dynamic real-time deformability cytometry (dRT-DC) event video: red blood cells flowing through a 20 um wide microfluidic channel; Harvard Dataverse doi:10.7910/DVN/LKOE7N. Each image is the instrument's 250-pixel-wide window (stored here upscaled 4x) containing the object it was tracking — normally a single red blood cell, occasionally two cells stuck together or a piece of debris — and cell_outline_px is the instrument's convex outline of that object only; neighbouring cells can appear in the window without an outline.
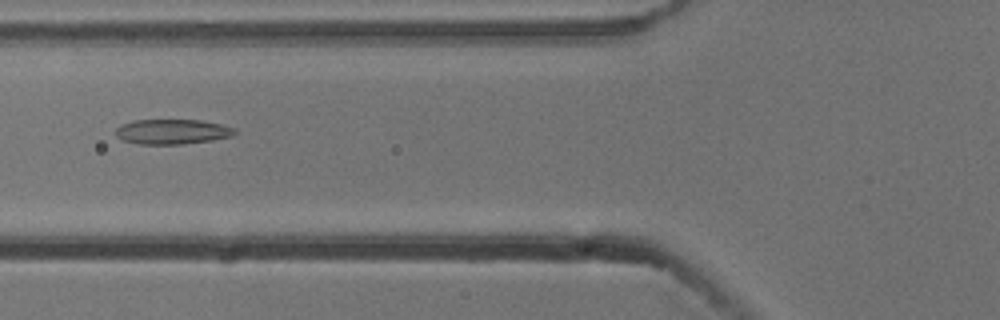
{"species": "common noctule bat (a hibernating species)", "species_latin": "Nyctalus noctula", "temperature_condition": "cold", "stored_images_in_passage": 5, "camera_frame_rate_fps": 3000, "um_per_image_px": 0.085, "animal": {"sex": "male", "body_mass_g": 13.3}, "frame": {"image": 1, "passage_image": 5, "time_ms": 1.333, "image_size_px": [1000, 320], "cell_outline_px": [[236, 132], [232, 136], [212, 140], [180, 144], [140, 144], [124, 140], [116, 136], [116, 128], [120, 124], [132, 120], [200, 120], [220, 124], [236, 128]], "centroid_in_image_um": [14.63, 11.18], "position_along_channel_um": 111.2, "area_um2": 17.28}}